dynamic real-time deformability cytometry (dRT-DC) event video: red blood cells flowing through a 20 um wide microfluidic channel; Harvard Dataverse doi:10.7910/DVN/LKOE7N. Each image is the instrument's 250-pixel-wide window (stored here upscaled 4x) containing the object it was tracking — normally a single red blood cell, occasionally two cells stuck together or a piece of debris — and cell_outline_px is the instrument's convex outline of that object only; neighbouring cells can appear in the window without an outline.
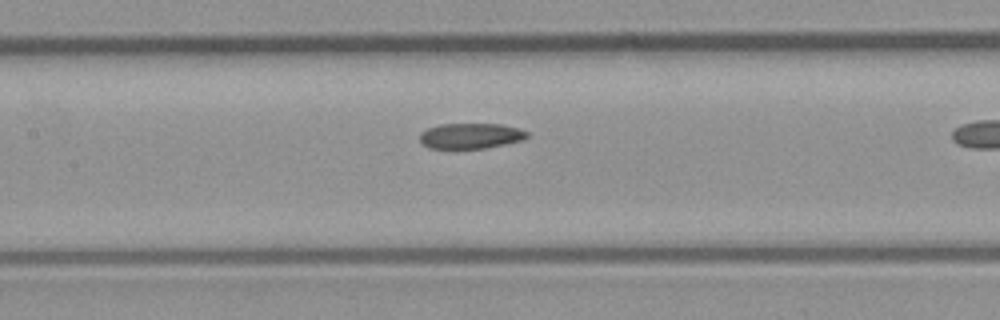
{"species": "common noctule bat (a hibernating species)", "species_latin": "Nyctalus noctula", "temperature_condition": "room temperature", "stored_images_in_passage": 6, "camera_frame_rate_fps": 3000, "um_per_image_px": 0.085, "animal": {"sex": "male", "body_mass_g": 23.1, "forearm_length_mm": 52.7}, "frame": {"image": 1, "passage_image": 5, "time_ms": 1.333, "image_size_px": [1000, 320], "cell_outline_px": [[528, 136], [524, 140], [484, 148], [428, 148], [420, 140], [420, 132], [428, 128], [440, 124], [500, 124], [520, 128], [528, 132]], "centroid_in_image_um": [40.02, 11.54], "position_along_channel_um": 167.4, "area_um2": 15.9}}